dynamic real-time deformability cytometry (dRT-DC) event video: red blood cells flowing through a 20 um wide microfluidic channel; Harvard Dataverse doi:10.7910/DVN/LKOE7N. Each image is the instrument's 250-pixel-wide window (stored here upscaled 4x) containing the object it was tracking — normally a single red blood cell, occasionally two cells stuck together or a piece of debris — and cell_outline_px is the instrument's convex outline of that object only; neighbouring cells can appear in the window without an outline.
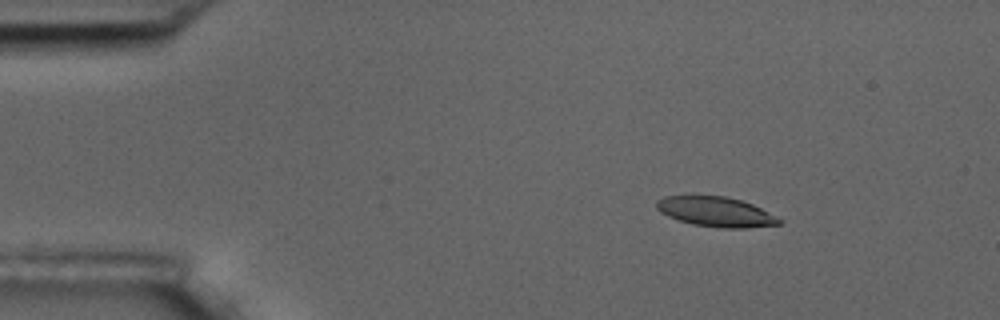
{"species": "common noctule bat (a hibernating species)", "species_latin": "Nyctalus noctula", "temperature_condition": "room temperature", "stored_images_in_passage": 6, "camera_frame_rate_fps": 3000, "um_per_image_px": 0.085, "animal": {"sex": "male", "body_mass_g": 17.5, "forearm_length_mm": 52.3}, "frame": {"image": 1, "passage_image": 3, "time_ms": 2.333, "image_size_px": [1000, 320], "cell_outline_px": [[784, 220], [780, 224], [748, 228], [720, 228], [692, 224], [668, 216], [660, 212], [656, 208], [656, 200], [664, 196], [692, 192], [724, 196], [740, 200], [752, 204]], "centroid_in_image_um": [60.77, 17.95], "position_along_channel_um": 24.2, "area_um2": 22.14}}